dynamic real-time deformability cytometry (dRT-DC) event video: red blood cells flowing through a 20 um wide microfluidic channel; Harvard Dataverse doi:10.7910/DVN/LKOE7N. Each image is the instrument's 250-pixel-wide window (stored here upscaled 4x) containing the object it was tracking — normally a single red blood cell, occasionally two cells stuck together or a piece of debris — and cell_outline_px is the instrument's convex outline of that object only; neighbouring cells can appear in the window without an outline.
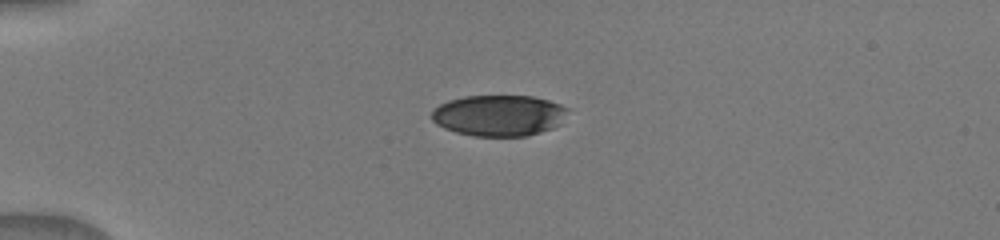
{"species": "human", "species_latin": "Homo sapiens", "temperature_condition": "warm", "stored_images_in_passage": 2, "camera_frame_rate_fps": 3000, "um_per_image_px": 0.085, "donor": {"sex": "male"}, "frame": {"image": 1, "passage_image": 1, "time_ms": 0.0, "image_size_px": [1000, 240], "cell_outline_px": [[568, 108], [560, 124], [552, 128], [528, 136], [472, 136], [456, 132], [444, 128], [436, 124], [432, 120], [432, 112], [440, 104], [448, 100], [464, 96], [532, 96], [548, 100], [560, 104]], "centroid_in_image_um": [42.39, 9.82], "position_along_channel_um": 42.6, "area_um2": 32.54}}